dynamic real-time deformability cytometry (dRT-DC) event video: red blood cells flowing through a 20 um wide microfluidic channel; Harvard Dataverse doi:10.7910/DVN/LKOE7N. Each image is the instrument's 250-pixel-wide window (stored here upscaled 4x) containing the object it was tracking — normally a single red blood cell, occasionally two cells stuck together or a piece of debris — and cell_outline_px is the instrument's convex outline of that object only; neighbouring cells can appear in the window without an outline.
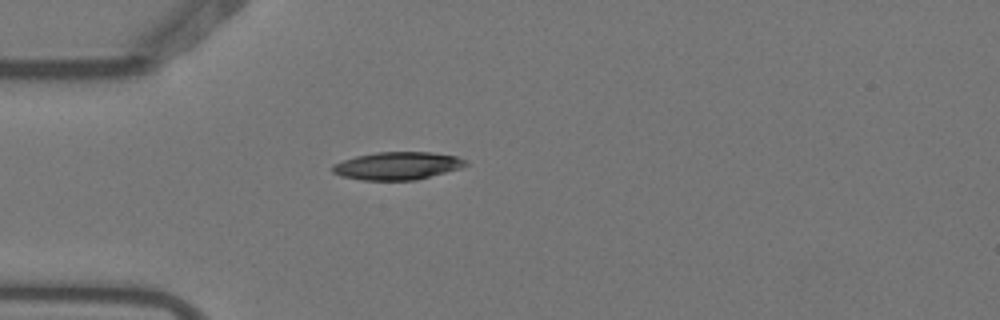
{"species": "Egyptian fruit bat (a non-hibernating species)", "species_latin": "Rousettus aegyptiacus", "temperature_condition": "warm", "stored_images_in_passage": 5, "camera_frame_rate_fps": 3000, "um_per_image_px": 0.085, "animal": {"sex": "female"}, "frame": {"image": 1, "passage_image": 5, "time_ms": 1.333, "image_size_px": [1000, 320], "cell_outline_px": [[468, 164], [460, 168], [416, 180], [364, 180], [344, 176], [332, 172], [332, 164], [356, 156], [376, 152], [432, 152], [456, 156], [468, 160]], "centroid_in_image_um": [33.8, 14.08], "position_along_channel_um": 51.2, "area_um2": 21.44}}